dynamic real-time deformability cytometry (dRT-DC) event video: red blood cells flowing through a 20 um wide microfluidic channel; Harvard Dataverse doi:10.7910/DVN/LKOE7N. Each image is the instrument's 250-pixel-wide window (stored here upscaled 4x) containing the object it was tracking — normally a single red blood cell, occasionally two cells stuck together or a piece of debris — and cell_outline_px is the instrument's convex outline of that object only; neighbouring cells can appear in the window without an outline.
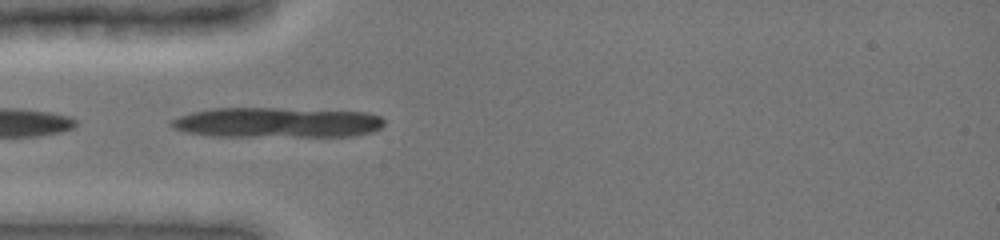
{"species": "common noctule bat (a hibernating species)", "species_latin": "Nyctalus noctula", "temperature_condition": "cold", "stored_images_in_passage": 33, "camera_frame_rate_fps": 3000, "um_per_image_px": 0.085, "animal": {"sex": "female", "body_mass_g": 19.0, "forearm_length_mm": 51.5}, "frame": {"image": 1, "passage_image": 1, "time_ms": 0.0, "image_size_px": [1000, 240], "cell_outline_px": [[384, 124], [380, 128], [372, 132], [352, 136], [212, 136], [188, 132], [172, 128], [168, 124], [172, 120], [180, 116], [192, 112], [212, 108], [276, 108], [368, 112], [380, 116], [384, 120]], "centroid_in_image_um": [23.55, 10.41], "position_along_channel_um": 61.4, "area_um2": 37.51}}